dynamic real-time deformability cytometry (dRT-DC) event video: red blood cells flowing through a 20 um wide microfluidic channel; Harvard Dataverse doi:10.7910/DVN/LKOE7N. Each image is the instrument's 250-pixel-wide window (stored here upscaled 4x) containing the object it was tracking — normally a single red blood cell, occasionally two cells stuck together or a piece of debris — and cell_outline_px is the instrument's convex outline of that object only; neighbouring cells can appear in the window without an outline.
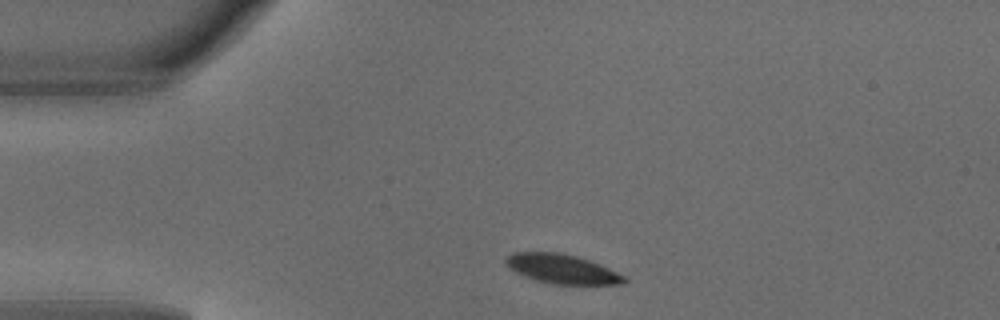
{"species": "common noctule bat (a hibernating species)", "species_latin": "Nyctalus noctula", "temperature_condition": "warm", "stored_images_in_passage": 2, "camera_frame_rate_fps": 3000, "um_per_image_px": 0.085, "animal": {"sex": "male", "body_mass_g": 18.8}, "frame": {"image": 1, "passage_image": 1, "time_ms": 0.0, "image_size_px": [1000, 320], "cell_outline_px": [[628, 284], [552, 284], [536, 280], [524, 276], [508, 268], [504, 264], [504, 260], [512, 252], [560, 252], [576, 256], [600, 264], [628, 276]], "centroid_in_image_um": [47.8, 22.86], "position_along_channel_um": 37.2, "area_um2": 20.52}}
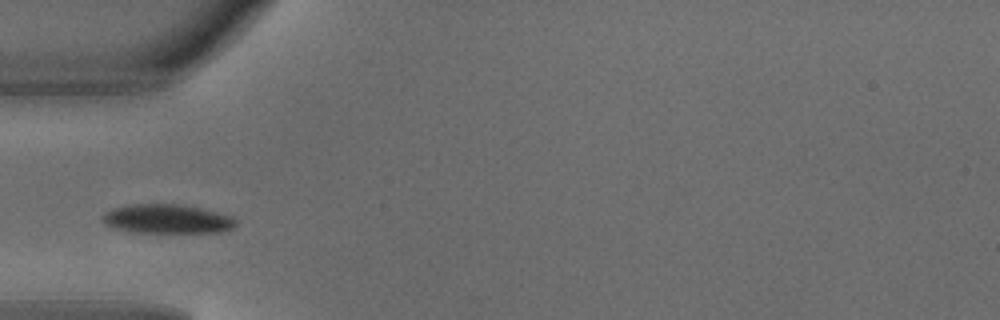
{"frame": {"image": 2, "passage_image": 2, "time_ms": 0.333, "image_size_px": [1000, 320], "cell_outline_px": [[236, 224], [232, 228], [220, 232], [136, 232], [116, 228], [104, 224], [100, 220], [104, 212], [112, 208], [132, 204], [180, 204], [200, 208], [232, 216], [236, 220]], "centroid_in_image_um": [14.17, 18.6], "position_along_channel_um": 70.8, "area_um2": 22.54}}